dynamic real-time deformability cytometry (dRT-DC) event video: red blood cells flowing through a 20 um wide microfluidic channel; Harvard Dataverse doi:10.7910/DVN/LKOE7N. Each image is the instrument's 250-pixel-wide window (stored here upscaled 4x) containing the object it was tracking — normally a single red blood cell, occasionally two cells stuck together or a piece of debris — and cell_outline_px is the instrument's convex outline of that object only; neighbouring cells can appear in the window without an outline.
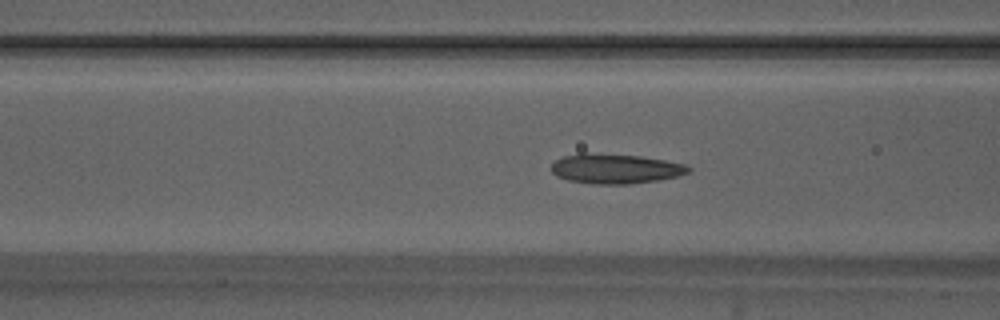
{"species": "Egyptian fruit bat (a non-hibernating species)", "species_latin": "Rousettus aegyptiacus", "temperature_condition": "warm", "stored_images_in_passage": 51, "camera_frame_rate_fps": 3000, "um_per_image_px": 0.085, "animal": {"sex": "male"}, "frame": {"image": 1, "passage_image": 19, "time_ms": 6.0, "image_size_px": [1000, 320], "cell_outline_px": [[692, 168], [688, 172], [676, 176], [660, 180], [628, 184], [592, 184], [568, 180], [556, 176], [552, 172], [552, 164], [556, 160], [564, 156], [580, 152], [584, 152], [640, 156], [664, 160], [684, 164]], "centroid_in_image_um": [52.28, 14.34], "position_along_channel_um": 114.3, "area_um2": 23.81}}
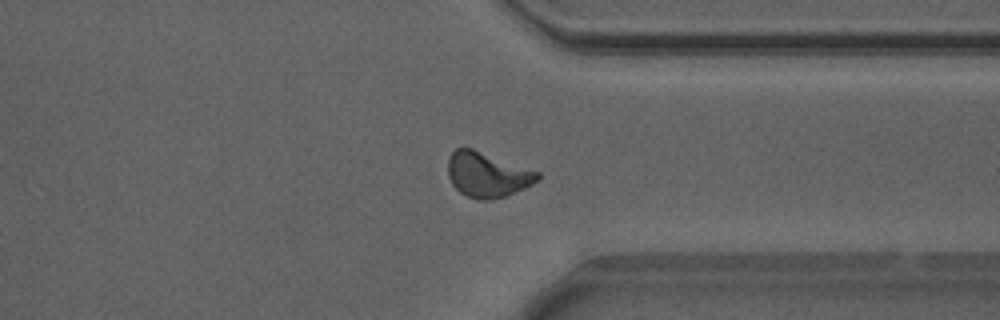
{"frame": {"image": 2, "passage_image": 39, "time_ms": 12.667, "image_size_px": [1000, 320], "cell_outline_px": [[540, 180], [524, 188], [504, 196], [488, 200], [476, 200], [460, 192], [452, 184], [448, 176], [448, 156], [456, 148], [472, 148], [540, 172]], "centroid_in_image_um": [41.41, 14.84], "position_along_channel_um": 370.0, "area_um2": 23.47}}
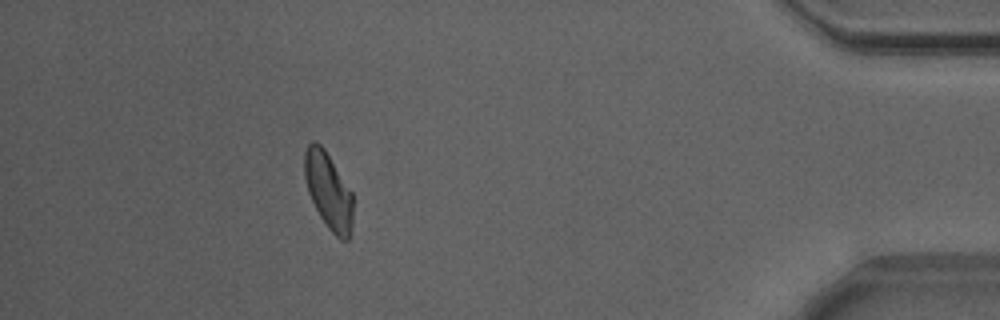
{"frame": {"image": 3, "passage_image": 46, "time_ms": 15.0, "image_size_px": [1000, 320], "cell_outline_px": [[352, 228], [348, 240], [340, 240], [328, 228], [320, 216], [308, 192], [304, 176], [304, 152], [308, 144], [312, 140], [320, 144], [324, 148], [352, 192]], "centroid_in_image_um": [27.91, 16.21], "position_along_channel_um": 407.3, "area_um2": 21.56}, "authors_computed_cell_mechanics": {"area_um2": 22.831, "velocity_mm_per_s": 3.8618, "shape_relaxation_time_tau1_ms": null, "shape_relaxation_time_tau2_ms": 2.5983, "deformation_change_tau1": null, "deformation_change_tau2": 0.0978}}